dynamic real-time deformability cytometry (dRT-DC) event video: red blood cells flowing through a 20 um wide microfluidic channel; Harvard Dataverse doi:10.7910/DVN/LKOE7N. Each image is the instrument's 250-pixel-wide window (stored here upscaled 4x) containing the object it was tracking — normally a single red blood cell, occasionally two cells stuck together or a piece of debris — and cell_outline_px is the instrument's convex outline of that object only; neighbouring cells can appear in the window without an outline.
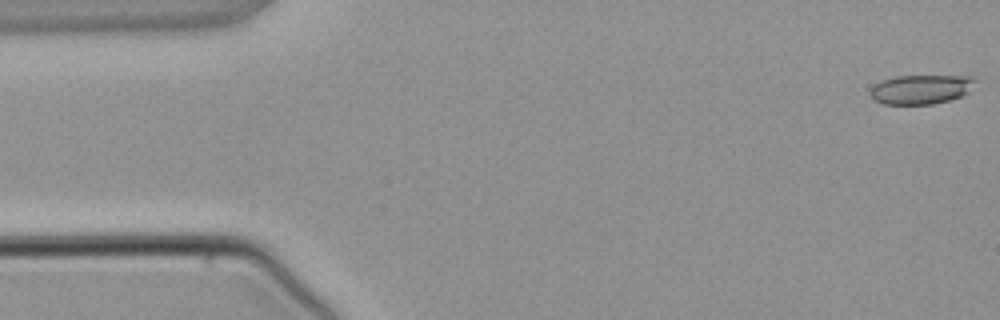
{"species": "common noctule bat (a hibernating species)", "species_latin": "Nyctalus noctula", "temperature_condition": "warm", "stored_images_in_passage": 4, "segment_of_instrument_passage": [1, 2], "camera_frame_rate_fps": 3000, "um_per_image_px": 0.085, "animal": {"sex": "male", "body_mass_g": 21.5, "forearm_length_mm": 52.0}, "frame": {"image": 1, "passage_image": 1, "time_ms": 0.0, "image_size_px": [1000, 320], "cell_outline_px": [[976, 80], [968, 92], [964, 96], [932, 104], [884, 104], [872, 100], [868, 92], [880, 80], [896, 76], [972, 76]], "centroid_in_image_um": [78.25, 7.6], "position_along_channel_um": 6.8, "area_um2": 18.03}}